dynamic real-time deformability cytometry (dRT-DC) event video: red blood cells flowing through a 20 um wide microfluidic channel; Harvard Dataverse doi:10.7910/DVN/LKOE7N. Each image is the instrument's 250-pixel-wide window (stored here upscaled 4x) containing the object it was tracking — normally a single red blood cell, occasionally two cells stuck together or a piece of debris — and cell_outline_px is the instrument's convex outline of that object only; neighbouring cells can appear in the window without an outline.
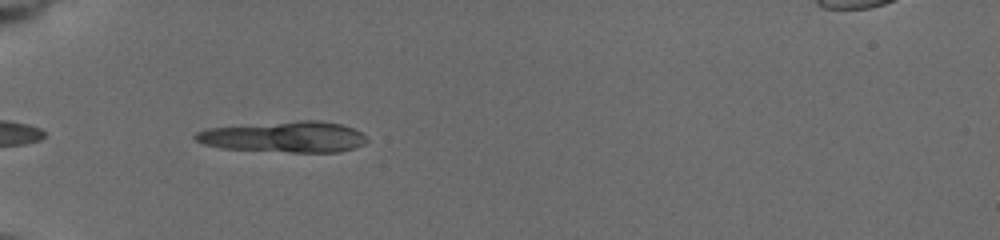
{"species": "common noctule bat (a hibernating species)", "species_latin": "Nyctalus noctula", "temperature_condition": "cold", "stored_images_in_passage": 23, "camera_frame_rate_fps": 3000, "um_per_image_px": 0.085, "animal": {"sex": "female", "body_mass_g": 19.5, "forearm_length_mm": 54.1}, "frame": {"image": 1, "passage_image": 10, "time_ms": 6.667, "image_size_px": [1000, 240], "cell_outline_px": [[368, 140], [364, 144], [340, 152], [292, 152], [220, 148], [204, 144], [196, 140], [192, 136], [196, 132], [204, 128], [296, 120], [320, 120], [340, 124], [352, 128], [360, 132]], "centroid_in_image_um": [24.12, 11.62], "position_along_channel_um": 60.9, "area_um2": 31.04}}
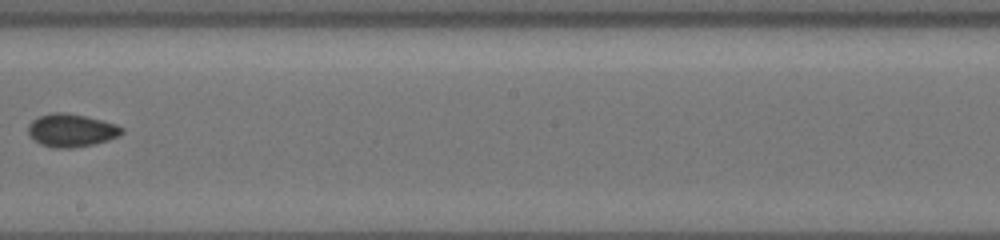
{"frame": {"image": 2, "passage_image": 16, "time_ms": 12.0, "image_size_px": [1000, 240], "cell_outline_px": [[124, 132], [120, 136], [108, 140], [92, 144], [72, 148], [52, 148], [40, 144], [28, 136], [28, 124], [32, 120], [40, 116], [52, 112], [64, 112], [84, 116], [116, 124], [124, 128]], "centroid_in_image_um": [6.04, 11.09], "position_along_channel_um": 242.2, "area_um2": 18.09}}
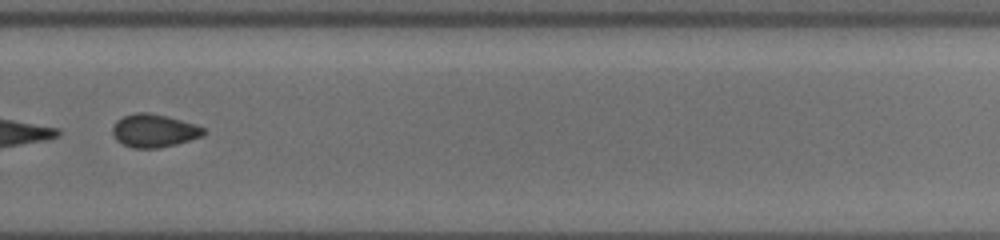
{"frame": {"image": 3, "passage_image": 18, "time_ms": 14.0, "image_size_px": [1000, 240], "cell_outline_px": [[204, 132], [200, 136], [176, 144], [156, 148], [132, 148], [116, 140], [112, 132], [112, 128], [116, 120], [124, 116], [136, 112], [148, 112], [168, 116], [196, 124], [204, 128]], "centroid_in_image_um": [13.05, 11.09], "position_along_channel_um": 316.7, "area_um2": 17.46}}